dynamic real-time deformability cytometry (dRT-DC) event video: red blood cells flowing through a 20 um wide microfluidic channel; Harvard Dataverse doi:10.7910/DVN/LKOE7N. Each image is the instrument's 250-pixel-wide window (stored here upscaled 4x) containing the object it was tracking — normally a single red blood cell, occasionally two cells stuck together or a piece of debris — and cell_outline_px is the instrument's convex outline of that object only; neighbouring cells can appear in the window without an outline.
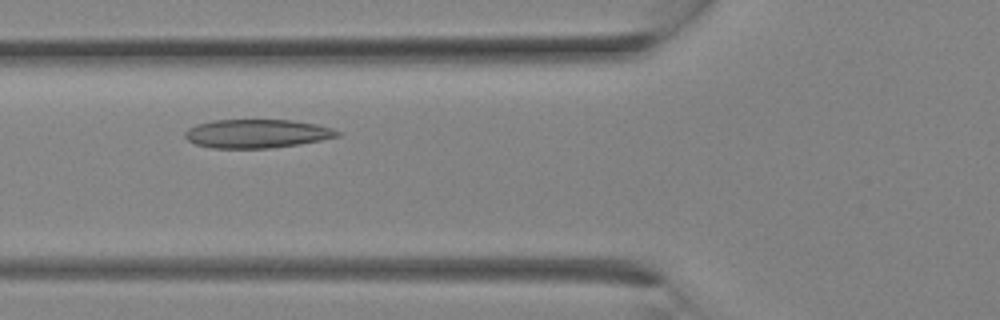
{"species": "Egyptian fruit bat (a non-hibernating species)", "species_latin": "Rousettus aegyptiacus", "temperature_condition": "room temperature", "stored_images_in_passage": 12, "camera_frame_rate_fps": 3000, "um_per_image_px": 0.085, "animal": {"sex": "female"}, "frame": {"image": 1, "passage_image": 7, "time_ms": 2.0, "image_size_px": [1000, 320], "cell_outline_px": [[340, 136], [300, 144], [268, 148], [212, 148], [196, 144], [188, 140], [184, 136], [184, 132], [188, 128], [196, 124], [212, 120], [292, 120], [316, 124], [332, 128], [340, 132]], "centroid_in_image_um": [21.82, 11.35], "position_along_channel_um": 104.0, "area_um2": 25.43}}
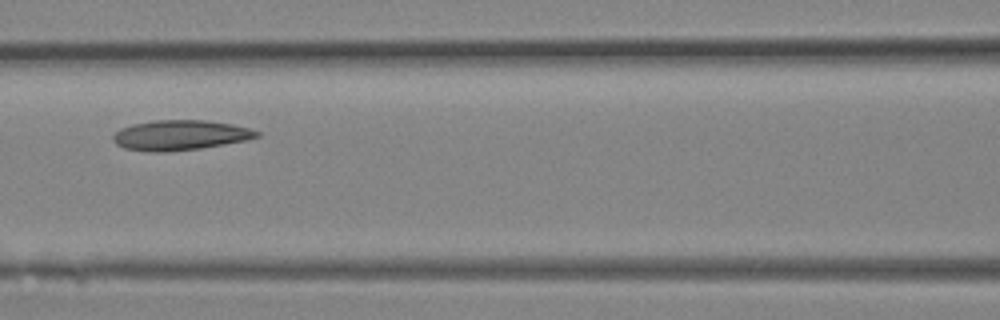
{"frame": {"image": 2, "passage_image": 9, "time_ms": 2.667, "image_size_px": [1000, 320], "cell_outline_px": [[260, 136], [244, 140], [224, 144], [200, 148], [168, 152], [148, 152], [124, 148], [116, 144], [112, 140], [112, 136], [120, 128], [132, 124], [156, 120], [204, 120], [232, 124], [248, 128], [260, 132]], "centroid_in_image_um": [15.27, 11.49], "position_along_channel_um": 151.3, "area_um2": 25.14}}
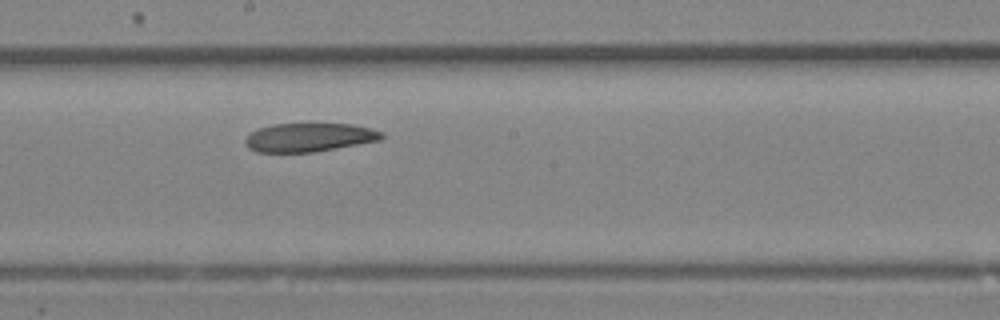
{"frame": {"image": 3, "passage_image": 12, "time_ms": 3.667, "image_size_px": [1000, 320], "cell_outline_px": [[384, 136], [380, 140], [312, 152], [256, 152], [248, 148], [244, 144], [244, 140], [252, 132], [260, 128], [272, 124], [352, 124], [372, 128], [384, 132]], "centroid_in_image_um": [26.28, 11.67], "position_along_channel_um": 221.9, "area_um2": 22.66}}